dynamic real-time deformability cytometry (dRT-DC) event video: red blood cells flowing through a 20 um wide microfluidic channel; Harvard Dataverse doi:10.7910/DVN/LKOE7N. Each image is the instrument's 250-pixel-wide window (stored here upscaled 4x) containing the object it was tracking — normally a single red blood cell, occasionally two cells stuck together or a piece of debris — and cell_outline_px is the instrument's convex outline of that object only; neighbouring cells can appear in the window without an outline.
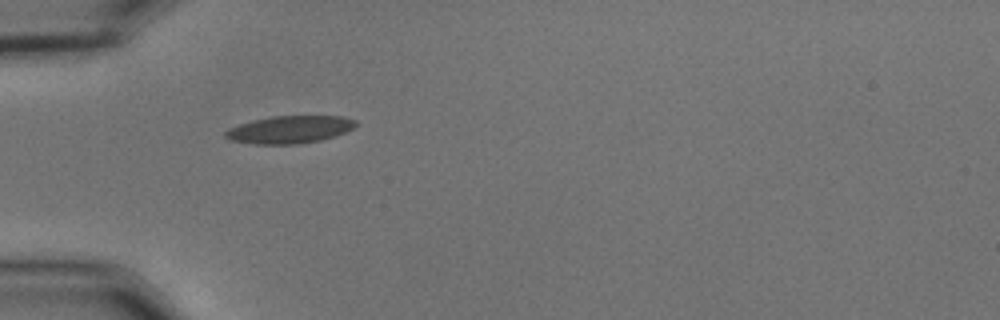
{"species": "common noctule bat (a hibernating species)", "species_latin": "Nyctalus noctula", "temperature_condition": "cold", "stored_images_in_passage": 2, "camera_frame_rate_fps": 3000, "um_per_image_px": 0.085, "animal": {"sex": "male", "body_mass_g": 15.6}, "frame": {"image": 1, "passage_image": 1, "time_ms": 0.0, "image_size_px": [1000, 320], "cell_outline_px": [[356, 124], [352, 128], [344, 132], [320, 140], [296, 144], [256, 144], [232, 140], [224, 136], [224, 132], [228, 128], [252, 120], [272, 116], [344, 116], [356, 120]], "centroid_in_image_um": [24.59, 11.0], "position_along_channel_um": 60.4, "area_um2": 20.69}}